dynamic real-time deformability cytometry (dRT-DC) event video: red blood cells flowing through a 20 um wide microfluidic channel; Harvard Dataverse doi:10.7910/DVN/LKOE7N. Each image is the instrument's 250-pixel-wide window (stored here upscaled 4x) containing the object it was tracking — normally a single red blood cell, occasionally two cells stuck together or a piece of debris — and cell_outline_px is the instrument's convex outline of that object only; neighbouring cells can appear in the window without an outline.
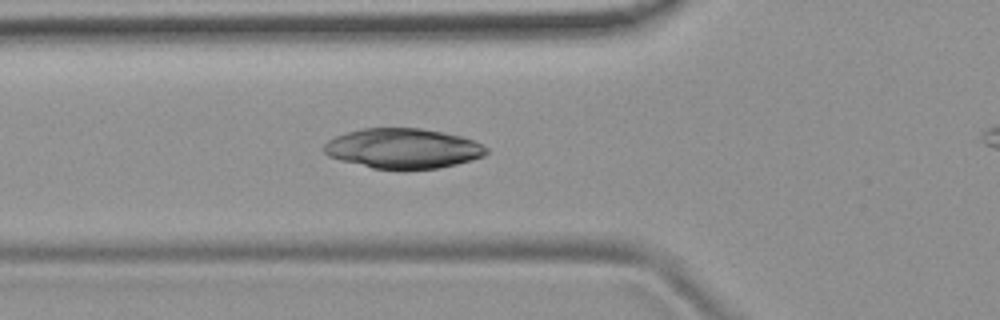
{"species": "common noctule bat (a hibernating species)", "species_latin": "Nyctalus noctula", "temperature_condition": "room temperature", "stored_images_in_passage": 37, "camera_frame_rate_fps": 3000, "um_per_image_px": 0.085, "animal": {"sex": "female", "body_mass_g": 19.9}, "frame": {"image": 1, "passage_image": 9, "time_ms": 2.667, "image_size_px": [1000, 320], "cell_outline_px": [[488, 152], [484, 156], [472, 160], [456, 164], [436, 168], [404, 172], [372, 168], [340, 160], [328, 156], [324, 152], [324, 144], [328, 140], [336, 136], [348, 132], [364, 128], [420, 128], [460, 136], [472, 140], [488, 148]], "centroid_in_image_um": [34.24, 12.65], "position_along_channel_um": 91.6, "area_um2": 38.26}}
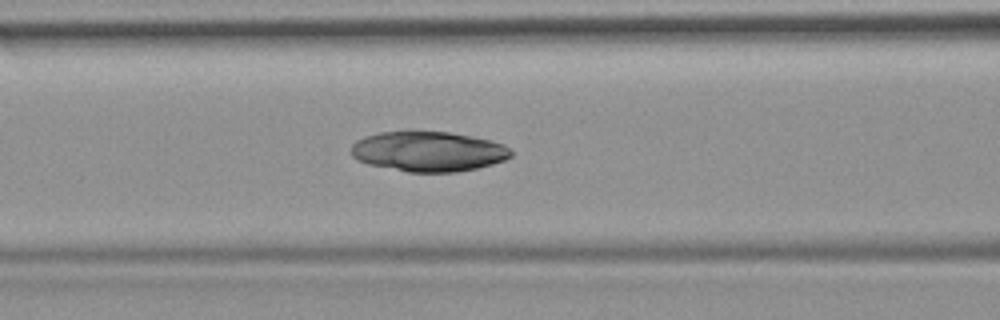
{"frame": {"image": 2, "passage_image": 12, "time_ms": 3.667, "image_size_px": [1000, 320], "cell_outline_px": [[512, 156], [504, 160], [492, 164], [476, 168], [456, 172], [408, 172], [368, 164], [356, 160], [348, 152], [352, 144], [356, 140], [364, 136], [380, 132], [408, 128], [448, 132], [472, 136], [492, 140], [504, 144], [512, 152]], "centroid_in_image_um": [36.34, 12.83], "position_along_channel_um": 130.3, "area_um2": 38.44}}
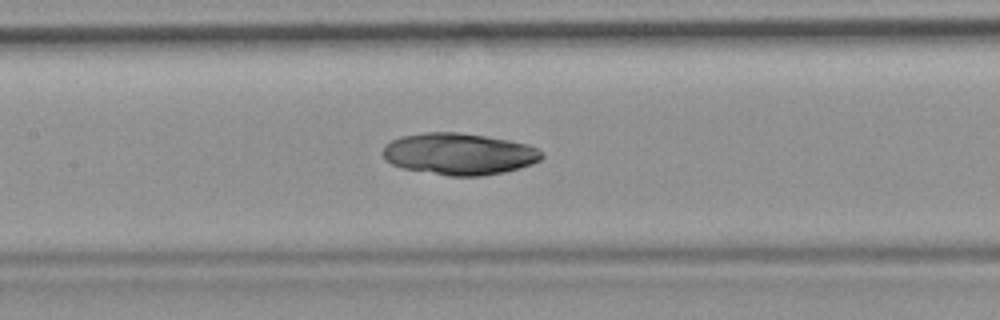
{"frame": {"image": 3, "passage_image": 15, "time_ms": 4.667, "image_size_px": [1000, 320], "cell_outline_px": [[544, 156], [540, 160], [532, 164], [520, 168], [504, 172], [480, 176], [448, 176], [404, 168], [392, 164], [384, 160], [384, 144], [400, 136], [424, 132], [460, 132], [508, 140], [528, 144], [536, 148]], "centroid_in_image_um": [39.01, 13.08], "position_along_channel_um": 168.4, "area_um2": 38.61}}